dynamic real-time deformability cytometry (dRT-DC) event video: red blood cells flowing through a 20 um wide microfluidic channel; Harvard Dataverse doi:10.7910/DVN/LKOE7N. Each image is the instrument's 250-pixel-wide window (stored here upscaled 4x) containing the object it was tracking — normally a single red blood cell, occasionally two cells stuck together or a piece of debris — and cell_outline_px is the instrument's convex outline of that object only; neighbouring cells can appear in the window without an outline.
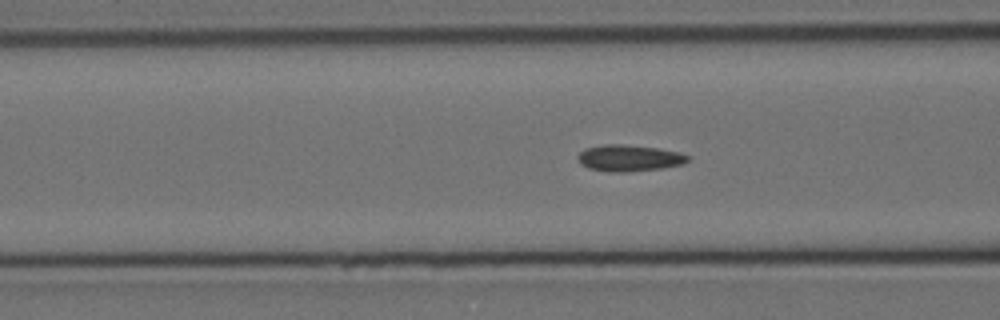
{"species": "Egyptian fruit bat (a non-hibernating species)", "species_latin": "Rousettus aegyptiacus", "temperature_condition": "cold", "stored_images_in_passage": 58, "camera_frame_rate_fps": 3000, "um_per_image_px": 0.085, "animal": {"sex": "female"}, "frame": {"image": 1, "passage_image": 21, "time_ms": 6.667, "image_size_px": [1000, 320], "cell_outline_px": [[692, 156], [684, 164], [664, 168], [624, 172], [608, 172], [588, 168], [580, 164], [576, 156], [584, 148], [604, 144], [620, 144], [656, 148], [680, 152]], "centroid_in_image_um": [53.47, 13.44], "position_along_channel_um": 113.1, "area_um2": 17.17}}
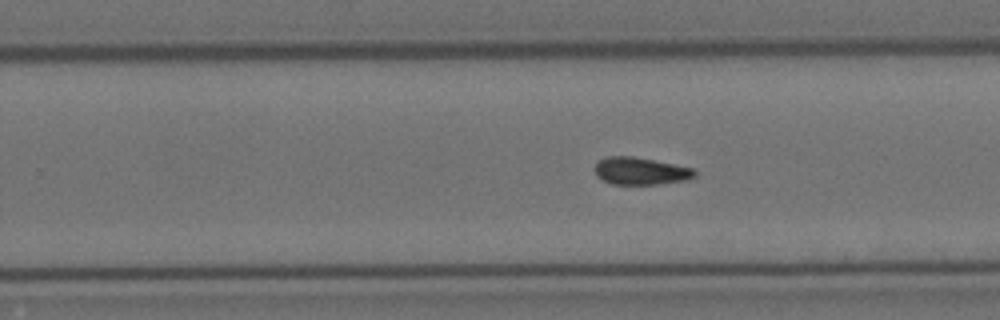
{"frame": {"image": 2, "passage_image": 35, "time_ms": 11.333, "image_size_px": [1000, 320], "cell_outline_px": [[696, 176], [688, 180], [656, 184], [612, 184], [596, 176], [596, 164], [600, 160], [608, 156], [632, 156], [692, 168], [696, 172]], "centroid_in_image_um": [54.46, 14.54], "position_along_channel_um": 275.3, "area_um2": 15.66}}
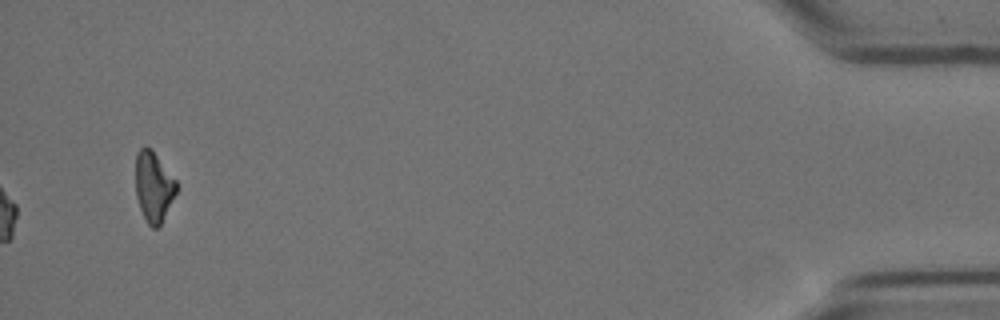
{"frame": {"image": 3, "passage_image": 58, "time_ms": 19.0, "image_size_px": [1000, 320], "cell_outline_px": [[176, 192], [160, 224], [156, 228], [152, 228], [148, 224], [140, 208], [136, 196], [136, 152], [144, 144], [152, 148], [176, 180]], "centroid_in_image_um": [13.03, 15.8], "position_along_channel_um": 422.2, "area_um2": 16.59}}